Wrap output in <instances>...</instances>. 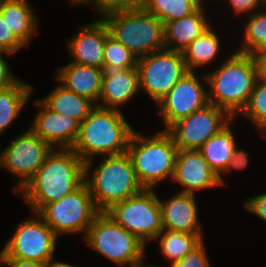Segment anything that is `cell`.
<instances>
[{
    "mask_svg": "<svg viewBox=\"0 0 266 267\" xmlns=\"http://www.w3.org/2000/svg\"><path fill=\"white\" fill-rule=\"evenodd\" d=\"M85 182V162L72 148H53L35 175L17 193L33 213L60 200Z\"/></svg>",
    "mask_w": 266,
    "mask_h": 267,
    "instance_id": "cell-1",
    "label": "cell"
},
{
    "mask_svg": "<svg viewBox=\"0 0 266 267\" xmlns=\"http://www.w3.org/2000/svg\"><path fill=\"white\" fill-rule=\"evenodd\" d=\"M133 132L120 110L96 105L80 123L72 149L85 162V170H90L94 156L126 153Z\"/></svg>",
    "mask_w": 266,
    "mask_h": 267,
    "instance_id": "cell-2",
    "label": "cell"
},
{
    "mask_svg": "<svg viewBox=\"0 0 266 267\" xmlns=\"http://www.w3.org/2000/svg\"><path fill=\"white\" fill-rule=\"evenodd\" d=\"M212 73L200 79L210 88V104L225 110L232 118L244 110L258 80L254 55L234 52Z\"/></svg>",
    "mask_w": 266,
    "mask_h": 267,
    "instance_id": "cell-3",
    "label": "cell"
},
{
    "mask_svg": "<svg viewBox=\"0 0 266 267\" xmlns=\"http://www.w3.org/2000/svg\"><path fill=\"white\" fill-rule=\"evenodd\" d=\"M101 158L103 162L92 170V173L85 170V182L96 208L100 212H105L114 203L124 201L144 188L138 182L131 157L127 152Z\"/></svg>",
    "mask_w": 266,
    "mask_h": 267,
    "instance_id": "cell-4",
    "label": "cell"
},
{
    "mask_svg": "<svg viewBox=\"0 0 266 267\" xmlns=\"http://www.w3.org/2000/svg\"><path fill=\"white\" fill-rule=\"evenodd\" d=\"M177 151L167 130L157 132L151 138L133 132L127 153L138 182L144 189H153L168 177L172 179Z\"/></svg>",
    "mask_w": 266,
    "mask_h": 267,
    "instance_id": "cell-5",
    "label": "cell"
},
{
    "mask_svg": "<svg viewBox=\"0 0 266 267\" xmlns=\"http://www.w3.org/2000/svg\"><path fill=\"white\" fill-rule=\"evenodd\" d=\"M102 19L109 34L137 59L165 48L164 23L145 9L116 11Z\"/></svg>",
    "mask_w": 266,
    "mask_h": 267,
    "instance_id": "cell-6",
    "label": "cell"
},
{
    "mask_svg": "<svg viewBox=\"0 0 266 267\" xmlns=\"http://www.w3.org/2000/svg\"><path fill=\"white\" fill-rule=\"evenodd\" d=\"M83 239L95 251L119 266L127 267L145 258L146 245L105 212H100L94 218Z\"/></svg>",
    "mask_w": 266,
    "mask_h": 267,
    "instance_id": "cell-7",
    "label": "cell"
},
{
    "mask_svg": "<svg viewBox=\"0 0 266 267\" xmlns=\"http://www.w3.org/2000/svg\"><path fill=\"white\" fill-rule=\"evenodd\" d=\"M99 213L86 182L60 200L45 204L37 212L58 237L84 231L83 238Z\"/></svg>",
    "mask_w": 266,
    "mask_h": 267,
    "instance_id": "cell-8",
    "label": "cell"
},
{
    "mask_svg": "<svg viewBox=\"0 0 266 267\" xmlns=\"http://www.w3.org/2000/svg\"><path fill=\"white\" fill-rule=\"evenodd\" d=\"M154 189H143L105 211L117 224L147 245L163 230L159 197Z\"/></svg>",
    "mask_w": 266,
    "mask_h": 267,
    "instance_id": "cell-9",
    "label": "cell"
},
{
    "mask_svg": "<svg viewBox=\"0 0 266 267\" xmlns=\"http://www.w3.org/2000/svg\"><path fill=\"white\" fill-rule=\"evenodd\" d=\"M140 90L157 104L189 70L182 52L161 49L137 60Z\"/></svg>",
    "mask_w": 266,
    "mask_h": 267,
    "instance_id": "cell-10",
    "label": "cell"
},
{
    "mask_svg": "<svg viewBox=\"0 0 266 267\" xmlns=\"http://www.w3.org/2000/svg\"><path fill=\"white\" fill-rule=\"evenodd\" d=\"M19 223L14 234L0 251V258H16L43 264L54 261L58 236L37 214ZM39 217V219H38Z\"/></svg>",
    "mask_w": 266,
    "mask_h": 267,
    "instance_id": "cell-11",
    "label": "cell"
},
{
    "mask_svg": "<svg viewBox=\"0 0 266 267\" xmlns=\"http://www.w3.org/2000/svg\"><path fill=\"white\" fill-rule=\"evenodd\" d=\"M10 143L0 153V168L6 167L12 175L20 178L19 183L13 188V193L17 194L43 165L53 147L31 129Z\"/></svg>",
    "mask_w": 266,
    "mask_h": 267,
    "instance_id": "cell-12",
    "label": "cell"
},
{
    "mask_svg": "<svg viewBox=\"0 0 266 267\" xmlns=\"http://www.w3.org/2000/svg\"><path fill=\"white\" fill-rule=\"evenodd\" d=\"M232 119L225 110L209 103L189 116L177 120L167 131L178 149L199 150Z\"/></svg>",
    "mask_w": 266,
    "mask_h": 267,
    "instance_id": "cell-13",
    "label": "cell"
},
{
    "mask_svg": "<svg viewBox=\"0 0 266 267\" xmlns=\"http://www.w3.org/2000/svg\"><path fill=\"white\" fill-rule=\"evenodd\" d=\"M195 71H189L156 104L167 130L177 120L189 116L209 104L208 90Z\"/></svg>",
    "mask_w": 266,
    "mask_h": 267,
    "instance_id": "cell-14",
    "label": "cell"
},
{
    "mask_svg": "<svg viewBox=\"0 0 266 267\" xmlns=\"http://www.w3.org/2000/svg\"><path fill=\"white\" fill-rule=\"evenodd\" d=\"M172 180L182 185V193L195 195L198 190L220 187V177L199 150L178 149Z\"/></svg>",
    "mask_w": 266,
    "mask_h": 267,
    "instance_id": "cell-15",
    "label": "cell"
},
{
    "mask_svg": "<svg viewBox=\"0 0 266 267\" xmlns=\"http://www.w3.org/2000/svg\"><path fill=\"white\" fill-rule=\"evenodd\" d=\"M34 104L40 110L30 129L53 148H72L79 135L80 123L70 116L48 109L39 99Z\"/></svg>",
    "mask_w": 266,
    "mask_h": 267,
    "instance_id": "cell-16",
    "label": "cell"
},
{
    "mask_svg": "<svg viewBox=\"0 0 266 267\" xmlns=\"http://www.w3.org/2000/svg\"><path fill=\"white\" fill-rule=\"evenodd\" d=\"M108 27L103 19L79 27L78 33L67 40L71 63L103 69V54Z\"/></svg>",
    "mask_w": 266,
    "mask_h": 267,
    "instance_id": "cell-17",
    "label": "cell"
},
{
    "mask_svg": "<svg viewBox=\"0 0 266 267\" xmlns=\"http://www.w3.org/2000/svg\"><path fill=\"white\" fill-rule=\"evenodd\" d=\"M195 197L178 191L166 201L159 199L163 229L202 234Z\"/></svg>",
    "mask_w": 266,
    "mask_h": 267,
    "instance_id": "cell-18",
    "label": "cell"
},
{
    "mask_svg": "<svg viewBox=\"0 0 266 267\" xmlns=\"http://www.w3.org/2000/svg\"><path fill=\"white\" fill-rule=\"evenodd\" d=\"M138 91L140 92L138 68L104 70L99 96L101 101H98L97 106L119 110L126 102L133 99Z\"/></svg>",
    "mask_w": 266,
    "mask_h": 267,
    "instance_id": "cell-19",
    "label": "cell"
},
{
    "mask_svg": "<svg viewBox=\"0 0 266 267\" xmlns=\"http://www.w3.org/2000/svg\"><path fill=\"white\" fill-rule=\"evenodd\" d=\"M103 74V69L70 62L57 68L55 78L66 89L88 98L97 105L101 94Z\"/></svg>",
    "mask_w": 266,
    "mask_h": 267,
    "instance_id": "cell-20",
    "label": "cell"
},
{
    "mask_svg": "<svg viewBox=\"0 0 266 267\" xmlns=\"http://www.w3.org/2000/svg\"><path fill=\"white\" fill-rule=\"evenodd\" d=\"M205 17L204 6L184 18L164 24L165 48L183 52L199 35L210 27Z\"/></svg>",
    "mask_w": 266,
    "mask_h": 267,
    "instance_id": "cell-21",
    "label": "cell"
},
{
    "mask_svg": "<svg viewBox=\"0 0 266 267\" xmlns=\"http://www.w3.org/2000/svg\"><path fill=\"white\" fill-rule=\"evenodd\" d=\"M0 14L12 33L26 46L37 33L34 10L26 0H0Z\"/></svg>",
    "mask_w": 266,
    "mask_h": 267,
    "instance_id": "cell-22",
    "label": "cell"
},
{
    "mask_svg": "<svg viewBox=\"0 0 266 267\" xmlns=\"http://www.w3.org/2000/svg\"><path fill=\"white\" fill-rule=\"evenodd\" d=\"M233 120L234 118L199 149L203 158L220 177L221 185H223L224 180L222 175L226 171L237 146L233 129L230 127Z\"/></svg>",
    "mask_w": 266,
    "mask_h": 267,
    "instance_id": "cell-23",
    "label": "cell"
},
{
    "mask_svg": "<svg viewBox=\"0 0 266 267\" xmlns=\"http://www.w3.org/2000/svg\"><path fill=\"white\" fill-rule=\"evenodd\" d=\"M39 100L48 109L59 114L70 116L79 123H82L89 115L90 111L96 106L88 98L77 95L61 84L53 88L43 99Z\"/></svg>",
    "mask_w": 266,
    "mask_h": 267,
    "instance_id": "cell-24",
    "label": "cell"
},
{
    "mask_svg": "<svg viewBox=\"0 0 266 267\" xmlns=\"http://www.w3.org/2000/svg\"><path fill=\"white\" fill-rule=\"evenodd\" d=\"M211 27L199 35L182 52L189 71H196L197 67L213 62L219 54L221 41Z\"/></svg>",
    "mask_w": 266,
    "mask_h": 267,
    "instance_id": "cell-25",
    "label": "cell"
},
{
    "mask_svg": "<svg viewBox=\"0 0 266 267\" xmlns=\"http://www.w3.org/2000/svg\"><path fill=\"white\" fill-rule=\"evenodd\" d=\"M33 86L20 79L11 87L0 90V134L23 110L31 96Z\"/></svg>",
    "mask_w": 266,
    "mask_h": 267,
    "instance_id": "cell-26",
    "label": "cell"
},
{
    "mask_svg": "<svg viewBox=\"0 0 266 267\" xmlns=\"http://www.w3.org/2000/svg\"><path fill=\"white\" fill-rule=\"evenodd\" d=\"M157 239L161 254L172 264L197 247L203 241V235L163 229L156 237Z\"/></svg>",
    "mask_w": 266,
    "mask_h": 267,
    "instance_id": "cell-27",
    "label": "cell"
},
{
    "mask_svg": "<svg viewBox=\"0 0 266 267\" xmlns=\"http://www.w3.org/2000/svg\"><path fill=\"white\" fill-rule=\"evenodd\" d=\"M200 6L199 0H147L144 9L165 24L194 13Z\"/></svg>",
    "mask_w": 266,
    "mask_h": 267,
    "instance_id": "cell-28",
    "label": "cell"
},
{
    "mask_svg": "<svg viewBox=\"0 0 266 267\" xmlns=\"http://www.w3.org/2000/svg\"><path fill=\"white\" fill-rule=\"evenodd\" d=\"M266 7L265 12L248 14V21L244 29V43L237 52L254 55L256 52L266 50ZM250 18V19H249Z\"/></svg>",
    "mask_w": 266,
    "mask_h": 267,
    "instance_id": "cell-29",
    "label": "cell"
},
{
    "mask_svg": "<svg viewBox=\"0 0 266 267\" xmlns=\"http://www.w3.org/2000/svg\"><path fill=\"white\" fill-rule=\"evenodd\" d=\"M137 58L121 42L110 34L106 36L103 54V70L137 68Z\"/></svg>",
    "mask_w": 266,
    "mask_h": 267,
    "instance_id": "cell-30",
    "label": "cell"
},
{
    "mask_svg": "<svg viewBox=\"0 0 266 267\" xmlns=\"http://www.w3.org/2000/svg\"><path fill=\"white\" fill-rule=\"evenodd\" d=\"M244 117L253 122L260 133H266V81L258 78L249 102L241 112Z\"/></svg>",
    "mask_w": 266,
    "mask_h": 267,
    "instance_id": "cell-31",
    "label": "cell"
},
{
    "mask_svg": "<svg viewBox=\"0 0 266 267\" xmlns=\"http://www.w3.org/2000/svg\"><path fill=\"white\" fill-rule=\"evenodd\" d=\"M147 0H91L88 4H92L96 11L105 16L106 14L123 11L144 9Z\"/></svg>",
    "mask_w": 266,
    "mask_h": 267,
    "instance_id": "cell-32",
    "label": "cell"
},
{
    "mask_svg": "<svg viewBox=\"0 0 266 267\" xmlns=\"http://www.w3.org/2000/svg\"><path fill=\"white\" fill-rule=\"evenodd\" d=\"M206 253L203 240L179 261L172 263L171 267H210V262Z\"/></svg>",
    "mask_w": 266,
    "mask_h": 267,
    "instance_id": "cell-33",
    "label": "cell"
},
{
    "mask_svg": "<svg viewBox=\"0 0 266 267\" xmlns=\"http://www.w3.org/2000/svg\"><path fill=\"white\" fill-rule=\"evenodd\" d=\"M0 46L10 54L17 53L19 49L24 48V44L9 29L6 20L0 14Z\"/></svg>",
    "mask_w": 266,
    "mask_h": 267,
    "instance_id": "cell-34",
    "label": "cell"
},
{
    "mask_svg": "<svg viewBox=\"0 0 266 267\" xmlns=\"http://www.w3.org/2000/svg\"><path fill=\"white\" fill-rule=\"evenodd\" d=\"M244 207L253 215L266 222V193L256 195L244 201Z\"/></svg>",
    "mask_w": 266,
    "mask_h": 267,
    "instance_id": "cell-35",
    "label": "cell"
},
{
    "mask_svg": "<svg viewBox=\"0 0 266 267\" xmlns=\"http://www.w3.org/2000/svg\"><path fill=\"white\" fill-rule=\"evenodd\" d=\"M228 2L231 4L232 10L238 15L249 12L251 14L256 8L260 7L261 9L262 7L263 9L265 7L264 0H228Z\"/></svg>",
    "mask_w": 266,
    "mask_h": 267,
    "instance_id": "cell-36",
    "label": "cell"
},
{
    "mask_svg": "<svg viewBox=\"0 0 266 267\" xmlns=\"http://www.w3.org/2000/svg\"><path fill=\"white\" fill-rule=\"evenodd\" d=\"M248 153H246L244 150H239L238 147L236 146L235 151L233 153V156L231 158V161L225 171V173L227 172H231L230 170H238L240 169L243 170L247 167V164L249 162L248 159Z\"/></svg>",
    "mask_w": 266,
    "mask_h": 267,
    "instance_id": "cell-37",
    "label": "cell"
},
{
    "mask_svg": "<svg viewBox=\"0 0 266 267\" xmlns=\"http://www.w3.org/2000/svg\"><path fill=\"white\" fill-rule=\"evenodd\" d=\"M19 78H15L9 69L5 59L0 60V90L7 89L14 85Z\"/></svg>",
    "mask_w": 266,
    "mask_h": 267,
    "instance_id": "cell-38",
    "label": "cell"
},
{
    "mask_svg": "<svg viewBox=\"0 0 266 267\" xmlns=\"http://www.w3.org/2000/svg\"><path fill=\"white\" fill-rule=\"evenodd\" d=\"M0 265L2 267H46V264L37 261L21 260L16 258H0Z\"/></svg>",
    "mask_w": 266,
    "mask_h": 267,
    "instance_id": "cell-39",
    "label": "cell"
},
{
    "mask_svg": "<svg viewBox=\"0 0 266 267\" xmlns=\"http://www.w3.org/2000/svg\"><path fill=\"white\" fill-rule=\"evenodd\" d=\"M254 57L257 63L258 77L266 81V50L256 52Z\"/></svg>",
    "mask_w": 266,
    "mask_h": 267,
    "instance_id": "cell-40",
    "label": "cell"
},
{
    "mask_svg": "<svg viewBox=\"0 0 266 267\" xmlns=\"http://www.w3.org/2000/svg\"><path fill=\"white\" fill-rule=\"evenodd\" d=\"M46 267H76V266L56 260V261L47 263Z\"/></svg>",
    "mask_w": 266,
    "mask_h": 267,
    "instance_id": "cell-41",
    "label": "cell"
},
{
    "mask_svg": "<svg viewBox=\"0 0 266 267\" xmlns=\"http://www.w3.org/2000/svg\"><path fill=\"white\" fill-rule=\"evenodd\" d=\"M144 259L143 260H141V261H139V262H137V263H134V264H132V265H129V266H127V267H160V266H155V265H144Z\"/></svg>",
    "mask_w": 266,
    "mask_h": 267,
    "instance_id": "cell-42",
    "label": "cell"
},
{
    "mask_svg": "<svg viewBox=\"0 0 266 267\" xmlns=\"http://www.w3.org/2000/svg\"><path fill=\"white\" fill-rule=\"evenodd\" d=\"M91 0H70V2H72V4H79V3H84V4H88Z\"/></svg>",
    "mask_w": 266,
    "mask_h": 267,
    "instance_id": "cell-43",
    "label": "cell"
},
{
    "mask_svg": "<svg viewBox=\"0 0 266 267\" xmlns=\"http://www.w3.org/2000/svg\"><path fill=\"white\" fill-rule=\"evenodd\" d=\"M3 53H5V54H7V55H8V54L10 55V53H9L8 51H6L2 46H0V60H1V59H4L3 56H2Z\"/></svg>",
    "mask_w": 266,
    "mask_h": 267,
    "instance_id": "cell-44",
    "label": "cell"
},
{
    "mask_svg": "<svg viewBox=\"0 0 266 267\" xmlns=\"http://www.w3.org/2000/svg\"><path fill=\"white\" fill-rule=\"evenodd\" d=\"M203 1H204V0H199V3L201 4V6H204V5H203Z\"/></svg>",
    "mask_w": 266,
    "mask_h": 267,
    "instance_id": "cell-45",
    "label": "cell"
}]
</instances>
